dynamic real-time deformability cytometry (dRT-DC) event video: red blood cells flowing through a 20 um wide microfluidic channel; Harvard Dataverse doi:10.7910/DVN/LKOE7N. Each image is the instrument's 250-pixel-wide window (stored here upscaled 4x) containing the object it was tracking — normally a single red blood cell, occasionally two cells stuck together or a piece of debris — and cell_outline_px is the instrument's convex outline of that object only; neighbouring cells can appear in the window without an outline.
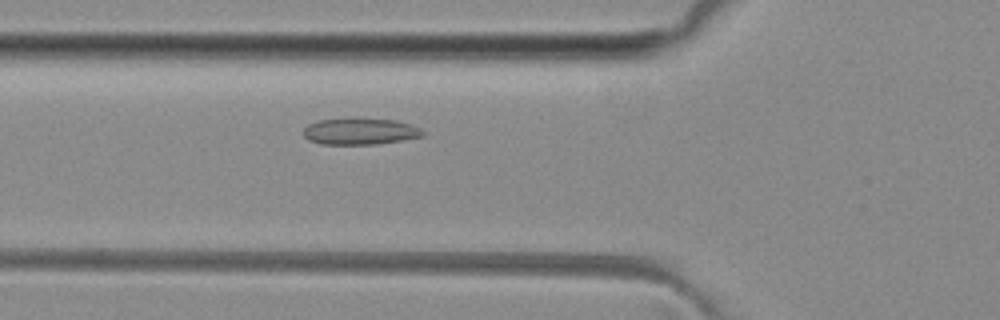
{"species": "common noctule bat (a hibernating species)", "species_latin": "Nyctalus noctula", "temperature_condition": "room temperature", "stored_images_in_passage": 39, "camera_frame_rate_fps": 3000, "um_per_image_px": 0.085, "animal": {"sex": "female", "body_mass_g": 29.2, "forearm_length_mm": 56.3}, "frame": {"image": 1, "passage_image": 6, "time_ms": 1.667, "image_size_px": [1000, 320], "cell_outline_px": [[424, 136], [376, 144], [320, 144], [308, 140], [304, 136], [304, 128], [308, 124], [320, 120], [396, 120], [412, 124], [420, 128], [424, 132]], "centroid_in_image_um": [30.62, 11.19], "position_along_channel_um": 95.2, "area_um2": 17.86}}
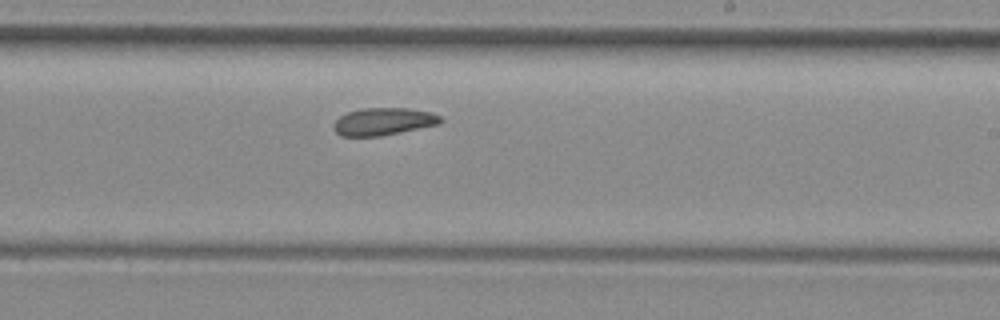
{"frame": {"image": 2, "passage_image": 18, "time_ms": 5.667, "image_size_px": [1000, 320], "cell_outline_px": [[444, 120], [440, 124], [380, 136], [340, 136], [336, 132], [336, 120], [340, 116], [348, 112], [360, 108], [408, 108], [432, 112], [440, 116]], "centroid_in_image_um": [32.64, 10.32], "position_along_channel_um": 256.4, "area_um2": 16.99}}
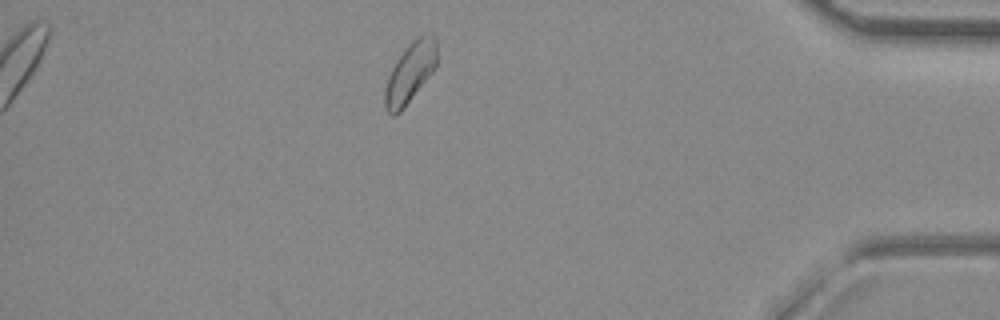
{"frame": {"image": 3, "passage_image": 32, "time_ms": 10.333, "image_size_px": [1000, 320], "cell_outline_px": [[436, 68], [400, 112], [392, 116], [384, 108], [384, 88], [388, 76], [396, 60], [408, 44], [412, 40], [420, 36], [432, 36], [436, 40]], "centroid_in_image_um": [34.83, 6.22], "position_along_channel_um": 400.4, "area_um2": 18.03}, "authors_computed_cell_mechanics": {"area_um2": 17.918, "velocity_mm_per_s": 4.0336, "shape_relaxation_time_tau1_ms": 3.0203, "shape_relaxation_time_tau2_ms": 5.1002, "deformation_change_tau1": 0.0591, "deformation_change_tau2": 0.1042}}